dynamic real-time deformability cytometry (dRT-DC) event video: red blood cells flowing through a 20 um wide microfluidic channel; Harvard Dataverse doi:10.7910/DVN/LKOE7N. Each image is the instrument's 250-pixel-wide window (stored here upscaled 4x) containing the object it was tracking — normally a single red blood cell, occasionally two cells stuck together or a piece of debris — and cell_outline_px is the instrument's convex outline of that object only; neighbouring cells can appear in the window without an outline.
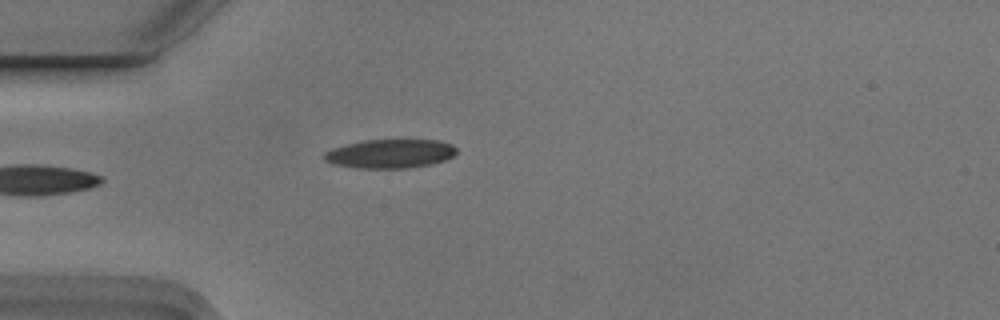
{"species": "Egyptian fruit bat (a non-hibernating species)", "species_latin": "Rousettus aegyptiacus", "temperature_condition": "cold", "stored_images_in_passage": 5, "camera_frame_rate_fps": 3000, "um_per_image_px": 0.085, "animal": {"sex": "male"}, "frame": {"image": 1, "passage_image": 5, "time_ms": 1.333, "image_size_px": [1000, 320], "cell_outline_px": [[456, 152], [452, 156], [444, 160], [432, 164], [408, 168], [356, 168], [332, 164], [324, 160], [324, 152], [332, 148], [364, 140], [436, 140], [452, 144], [456, 148]], "centroid_in_image_um": [33.14, 13.07], "position_along_channel_um": 51.9, "area_um2": 22.25}}